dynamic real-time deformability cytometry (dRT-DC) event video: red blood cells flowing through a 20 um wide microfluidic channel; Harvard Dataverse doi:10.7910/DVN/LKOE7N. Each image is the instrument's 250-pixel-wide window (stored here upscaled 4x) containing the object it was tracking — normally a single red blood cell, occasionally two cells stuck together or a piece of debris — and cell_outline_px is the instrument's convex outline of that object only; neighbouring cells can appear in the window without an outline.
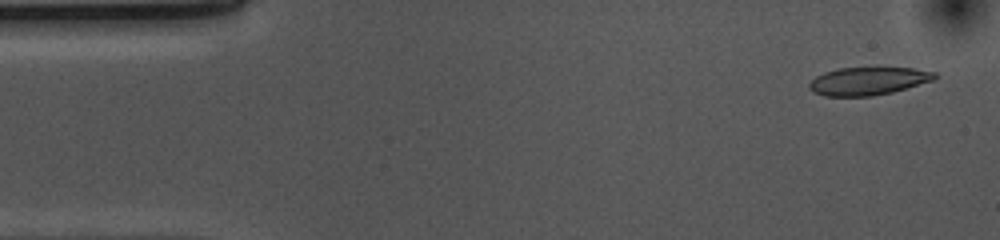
{"species": "common noctule bat (a hibernating species)", "species_latin": "Nyctalus noctula", "temperature_condition": "cold", "stored_images_in_passage": 47, "camera_frame_rate_fps": 3000, "um_per_image_px": 0.085, "animal": {"sex": "female", "body_mass_g": 10.0, "forearm_length_mm": 53.1}, "frame": {"image": 1, "passage_image": 2, "time_ms": 0.333, "image_size_px": [1000, 240], "cell_outline_px": [[936, 76], [932, 80], [892, 92], [872, 96], [824, 96], [808, 88], [808, 84], [816, 76], [824, 72], [840, 68], [912, 68], [936, 72]], "centroid_in_image_um": [73.76, 6.89], "position_along_channel_um": 11.2, "area_um2": 20.11}}
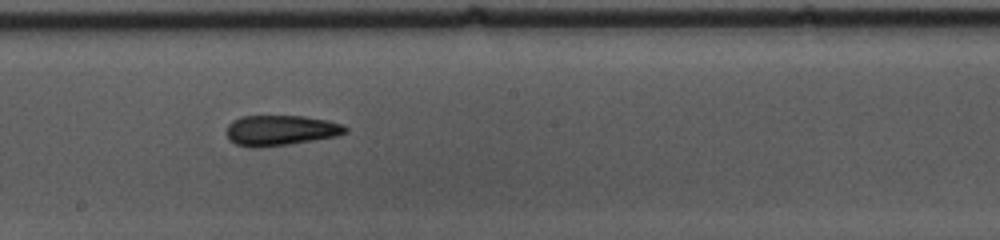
{"frame": {"image": 2, "passage_image": 27, "time_ms": 8.667, "image_size_px": [1000, 240], "cell_outline_px": [[348, 132], [336, 136], [288, 144], [260, 148], [256, 148], [236, 144], [228, 140], [224, 132], [228, 124], [232, 120], [240, 116], [304, 116], [328, 120], [344, 124], [348, 128]], "centroid_in_image_um": [23.82, 11.07], "position_along_channel_um": 224.4, "area_um2": 21.33}}
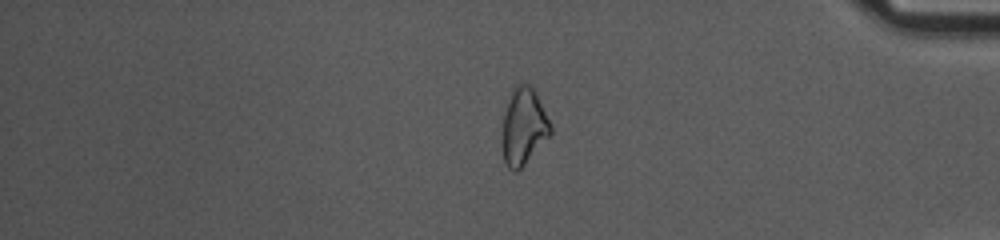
{"frame": {"image": 3, "passage_image": 43, "time_ms": 14.0, "image_size_px": [1000, 240], "cell_outline_px": [[552, 132], [524, 164], [516, 172], [512, 172], [504, 164], [500, 136], [504, 112], [512, 88], [516, 84], [528, 84], [536, 92], [552, 124]], "centroid_in_image_um": [44.47, 10.76], "position_along_channel_um": 390.7, "area_um2": 21.96}}